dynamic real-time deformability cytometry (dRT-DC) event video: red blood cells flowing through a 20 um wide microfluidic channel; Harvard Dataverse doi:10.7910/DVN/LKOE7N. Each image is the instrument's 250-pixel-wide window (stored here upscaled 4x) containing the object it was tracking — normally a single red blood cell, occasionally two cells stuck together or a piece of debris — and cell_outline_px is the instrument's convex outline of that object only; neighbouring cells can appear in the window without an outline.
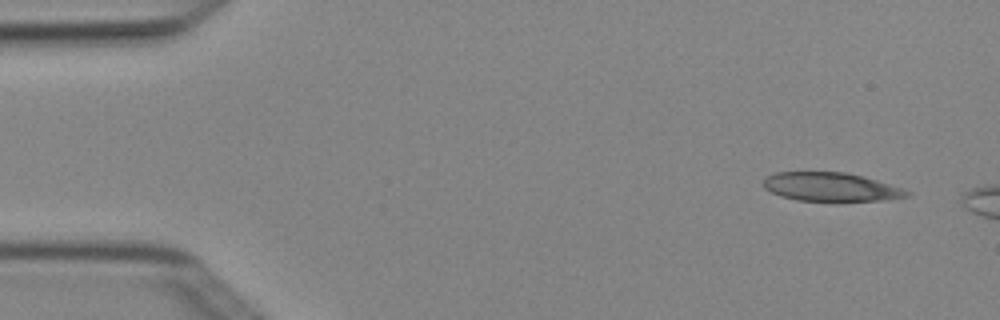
{"species": "Egyptian fruit bat (a non-hibernating species)", "species_latin": "Rousettus aegyptiacus", "temperature_condition": "cold", "stored_images_in_passage": 4, "camera_frame_rate_fps": 3000, "um_per_image_px": 0.085, "animal": {"sex": "female"}, "frame": {"image": 1, "passage_image": 1, "time_ms": 0.0, "image_size_px": [1000, 320], "cell_outline_px": [[912, 196], [884, 200], [796, 200], [780, 196], [764, 188], [764, 176], [776, 172], [848, 172], [864, 176], [912, 192]], "centroid_in_image_um": [70.61, 15.87], "position_along_channel_um": 14.4, "area_um2": 23.81}}